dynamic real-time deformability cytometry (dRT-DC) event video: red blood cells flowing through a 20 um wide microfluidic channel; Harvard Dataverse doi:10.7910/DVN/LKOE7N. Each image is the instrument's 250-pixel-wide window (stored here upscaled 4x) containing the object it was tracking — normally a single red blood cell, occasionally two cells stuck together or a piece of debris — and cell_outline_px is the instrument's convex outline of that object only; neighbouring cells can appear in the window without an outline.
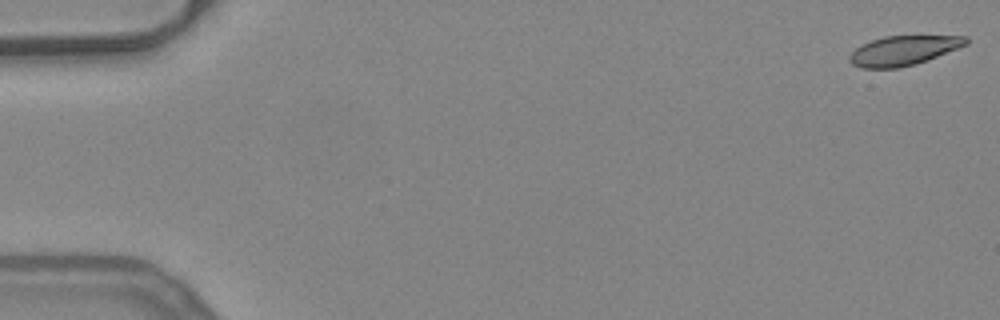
{"species": "common noctule bat (a hibernating species)", "species_latin": "Nyctalus noctula", "temperature_condition": "warm", "stored_images_in_passage": 48, "camera_frame_rate_fps": 3000, "um_per_image_px": 0.085, "animal": {"sex": "female", "body_mass_g": 24.6, "forearm_length_mm": 56.2}, "frame": {"image": 1, "passage_image": 1, "time_ms": 0.0, "image_size_px": [1000, 320], "cell_outline_px": [[968, 44], [928, 60], [916, 64], [900, 68], [860, 68], [852, 64], [848, 60], [848, 56], [860, 44], [884, 36], [968, 36]], "centroid_in_image_um": [76.77, 4.3], "position_along_channel_um": 8.2, "area_um2": 20.17}}
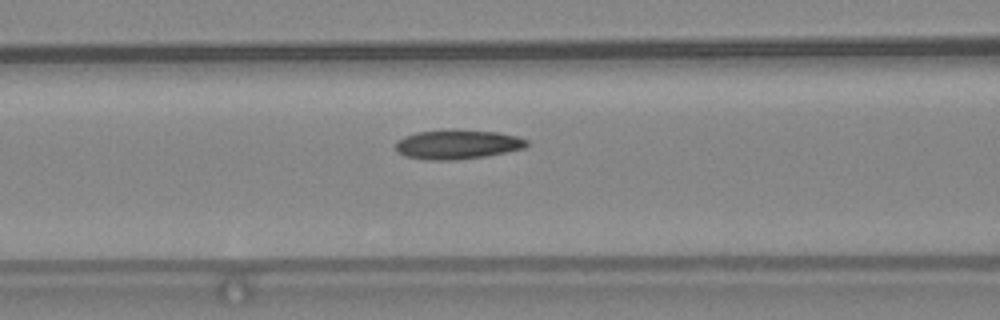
{"frame": {"image": 2, "passage_image": 22, "time_ms": 7.0, "image_size_px": [1000, 320], "cell_outline_px": [[528, 144], [524, 148], [484, 156], [452, 160], [432, 160], [404, 156], [396, 152], [396, 140], [404, 136], [416, 132], [452, 128], [500, 132], [516, 136], [528, 140]], "centroid_in_image_um": [38.84, 12.25], "position_along_channel_um": 127.8, "area_um2": 22.72}}
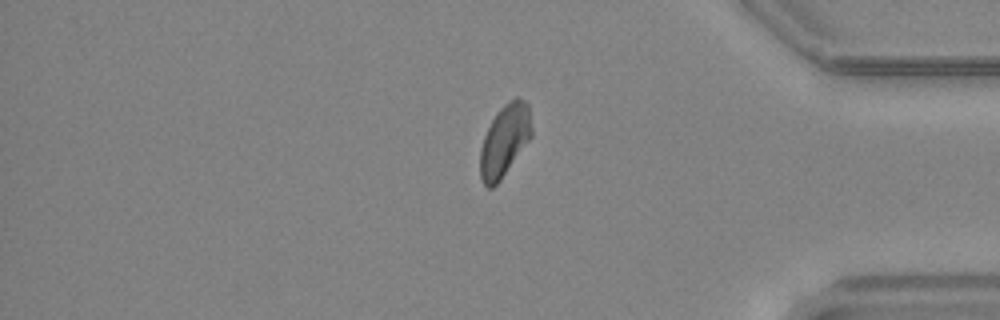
{"frame": {"image": 3, "passage_image": 44, "time_ms": 14.333, "image_size_px": [1000, 320], "cell_outline_px": [[532, 136], [500, 180], [492, 188], [488, 188], [480, 180], [480, 148], [484, 136], [496, 112], [508, 100], [516, 96], [524, 100], [528, 104], [532, 128]], "centroid_in_image_um": [42.89, 11.92], "position_along_channel_um": 392.3, "area_um2": 21.56}}